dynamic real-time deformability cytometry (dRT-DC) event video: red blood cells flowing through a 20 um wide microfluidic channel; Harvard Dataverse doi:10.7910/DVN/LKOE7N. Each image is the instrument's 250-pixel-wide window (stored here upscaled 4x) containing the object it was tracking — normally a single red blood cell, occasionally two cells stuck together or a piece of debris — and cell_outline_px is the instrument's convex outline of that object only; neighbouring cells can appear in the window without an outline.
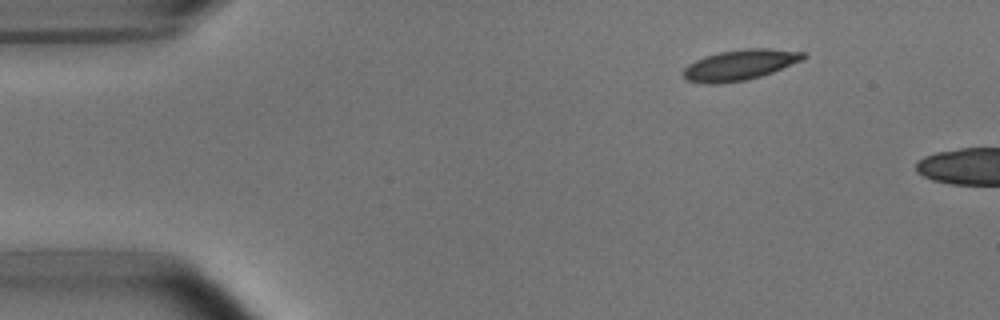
{"species": "common noctule bat (a hibernating species)", "species_latin": "Nyctalus noctula", "temperature_condition": "room temperature", "stored_images_in_passage": 4, "camera_frame_rate_fps": 3000, "um_per_image_px": 0.085, "animal": {"sex": "male", "body_mass_g": 15.6}, "frame": {"image": 1, "passage_image": 2, "time_ms": 1.333, "image_size_px": [1000, 320], "cell_outline_px": [[808, 56], [804, 60], [772, 72], [748, 80], [720, 84], [704, 84], [684, 80], [684, 68], [688, 64], [704, 56], [720, 52], [744, 48], [768, 48], [804, 52]], "centroid_in_image_um": [62.89, 5.52], "position_along_channel_um": 22.1, "area_um2": 21.62}}